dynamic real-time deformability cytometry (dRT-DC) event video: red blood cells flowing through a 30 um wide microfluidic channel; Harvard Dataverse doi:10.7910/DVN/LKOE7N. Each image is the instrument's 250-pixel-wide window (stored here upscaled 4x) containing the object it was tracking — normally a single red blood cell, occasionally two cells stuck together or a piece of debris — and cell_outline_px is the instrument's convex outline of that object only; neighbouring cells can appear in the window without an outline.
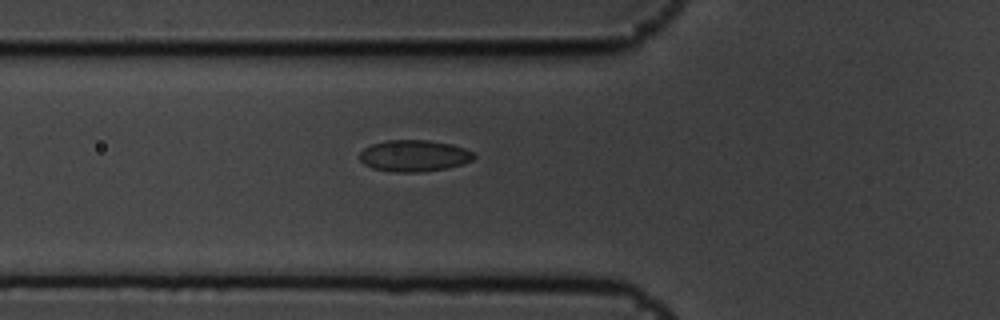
{"species": "common noctule bat (a hibernating species)", "species_latin": "Nyctalus noctula", "temperature_condition": "cold", "stored_images_in_passage": 6, "camera_frame_rate_fps": 3000, "um_per_image_px": 0.085, "animal": {"sex": "male", "body_mass_g": 19.5, "forearm_length_mm": 54.6}, "frame": {"image": 1, "passage_image": 6, "time_ms": 1.667, "image_size_px": [1000, 320], "cell_outline_px": [[476, 156], [472, 160], [464, 164], [448, 168], [420, 172], [392, 172], [372, 168], [364, 164], [360, 160], [360, 152], [364, 148], [372, 144], [388, 140], [428, 140], [452, 144], [464, 148], [472, 152]], "centroid_in_image_um": [35.2, 13.24], "position_along_channel_um": 90.6, "area_um2": 21.1}}